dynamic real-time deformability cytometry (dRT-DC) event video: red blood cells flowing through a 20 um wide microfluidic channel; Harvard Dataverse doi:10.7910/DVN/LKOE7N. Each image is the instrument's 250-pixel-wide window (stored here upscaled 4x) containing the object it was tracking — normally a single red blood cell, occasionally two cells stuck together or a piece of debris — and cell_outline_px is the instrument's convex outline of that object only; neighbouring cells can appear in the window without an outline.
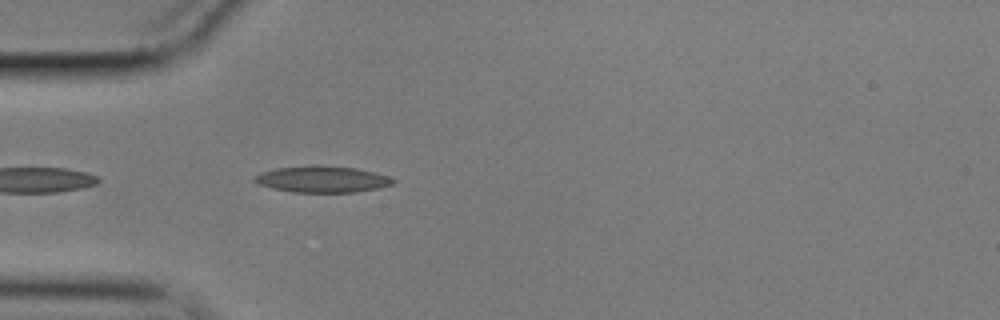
{"species": "common noctule bat (a hibernating species)", "species_latin": "Nyctalus noctula", "temperature_condition": "cold", "stored_images_in_passage": 17, "camera_frame_rate_fps": 3000, "um_per_image_px": 0.085, "animal": {"sex": "male", "body_mass_g": 17.9}, "frame": {"image": 1, "passage_image": 3, "time_ms": 0.667, "image_size_px": [1000, 320], "cell_outline_px": [[396, 180], [392, 184], [376, 188], [356, 192], [292, 192], [272, 188], [256, 184], [252, 180], [252, 176], [260, 172], [276, 168], [312, 164], [320, 164], [356, 168], [388, 176]], "centroid_in_image_um": [27.3, 15.22], "position_along_channel_um": 57.7, "area_um2": 21.62}}